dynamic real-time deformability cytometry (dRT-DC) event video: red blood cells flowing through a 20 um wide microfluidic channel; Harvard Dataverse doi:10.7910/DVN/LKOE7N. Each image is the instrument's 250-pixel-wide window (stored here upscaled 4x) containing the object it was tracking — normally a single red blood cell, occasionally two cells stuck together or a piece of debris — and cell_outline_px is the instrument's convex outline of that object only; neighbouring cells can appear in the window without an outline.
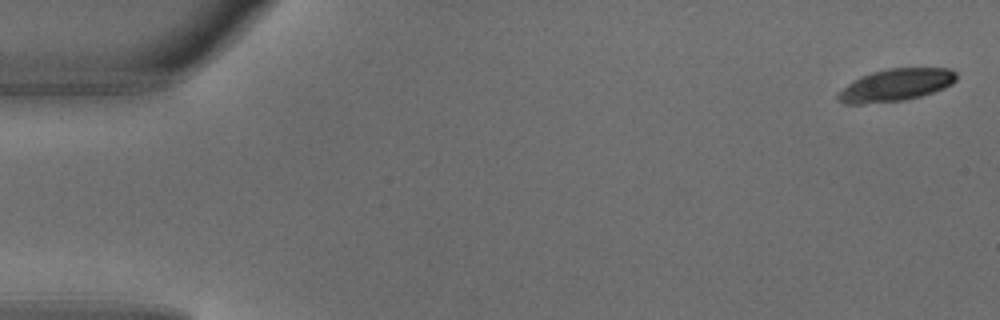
{"species": "common noctule bat (a hibernating species)", "species_latin": "Nyctalus noctula", "temperature_condition": "warm", "stored_images_in_passage": 5, "camera_frame_rate_fps": 3000, "um_per_image_px": 0.085, "animal": {"sex": "male", "body_mass_g": 18.8}, "frame": {"image": 1, "passage_image": 1, "time_ms": 0.0, "image_size_px": [1000, 320], "cell_outline_px": [[956, 80], [952, 84], [944, 88], [920, 96], [904, 100], [860, 104], [844, 104], [836, 96], [836, 92], [860, 76], [872, 72], [888, 68], [948, 68], [956, 72]], "centroid_in_image_um": [76.12, 7.22], "position_along_channel_um": 8.9, "area_um2": 22.25}}
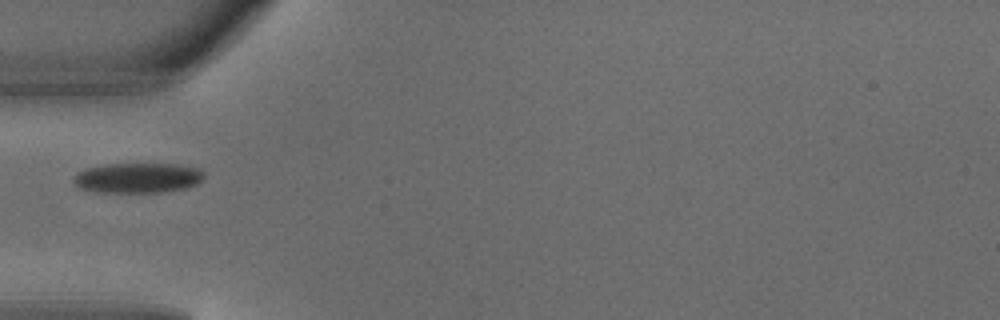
{"frame": {"image": 2, "passage_image": 5, "time_ms": 1.333, "image_size_px": [1000, 320], "cell_outline_px": [[204, 176], [196, 184], [184, 188], [160, 192], [96, 192], [80, 188], [72, 184], [72, 176], [88, 168], [108, 164], [184, 164], [200, 168], [204, 172]], "centroid_in_image_um": [11.7, 15.11], "position_along_channel_um": 73.3, "area_um2": 22.95}}